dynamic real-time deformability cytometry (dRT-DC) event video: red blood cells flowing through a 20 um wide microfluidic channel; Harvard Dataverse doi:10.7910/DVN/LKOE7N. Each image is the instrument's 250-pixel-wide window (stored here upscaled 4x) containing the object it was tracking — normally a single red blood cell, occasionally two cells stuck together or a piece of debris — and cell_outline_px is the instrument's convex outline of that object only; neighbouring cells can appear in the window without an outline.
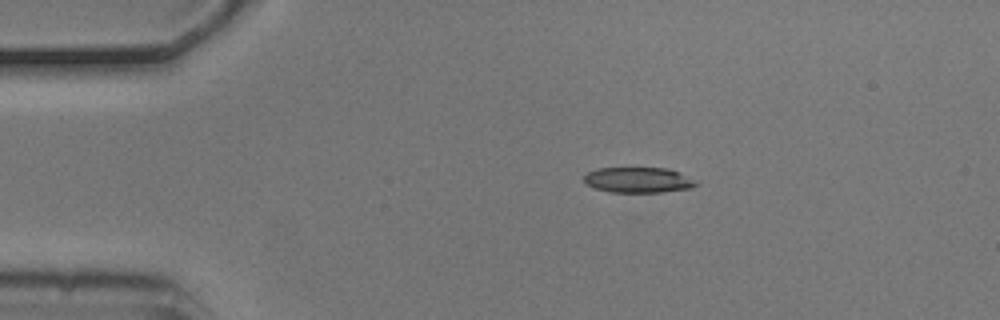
{"species": "common noctule bat (a hibernating species)", "species_latin": "Nyctalus noctula", "temperature_condition": "cold", "stored_images_in_passage": 7, "camera_frame_rate_fps": 3000, "um_per_image_px": 0.085, "animal": {"sex": "male", "body_mass_g": 20.5, "forearm_length_mm": 52.5}, "frame": {"image": 1, "passage_image": 2, "time_ms": 0.333, "image_size_px": [1000, 320], "cell_outline_px": [[700, 184], [692, 188], [660, 192], [612, 192], [596, 188], [584, 184], [584, 176], [588, 172], [596, 168], [668, 168], [680, 172], [696, 180]], "centroid_in_image_um": [54.28, 15.29], "position_along_channel_um": 30.7, "area_um2": 16.76}}
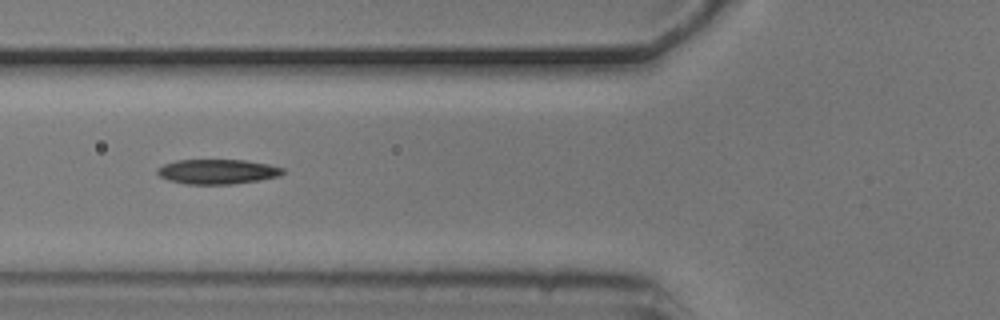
{"frame": {"image": 2, "passage_image": 5, "time_ms": 1.333, "image_size_px": [1000, 320], "cell_outline_px": [[284, 172], [280, 176], [260, 180], [232, 184], [184, 184], [168, 180], [160, 176], [156, 172], [156, 168], [164, 164], [176, 160], [244, 160], [268, 164], [284, 168]], "centroid_in_image_um": [18.47, 14.59], "position_along_channel_um": 107.3, "area_um2": 18.21}}
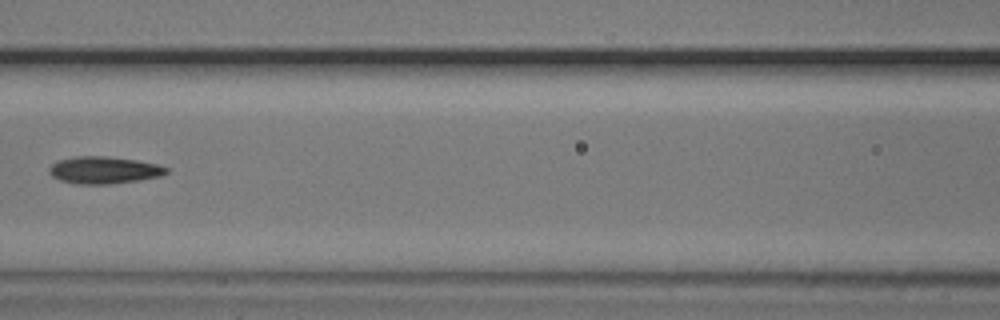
{"frame": {"image": 3, "passage_image": 6, "time_ms": 1.667, "image_size_px": [1000, 320], "cell_outline_px": [[168, 172], [160, 176], [140, 180], [108, 184], [76, 184], [60, 180], [52, 176], [48, 172], [48, 168], [56, 160], [76, 156], [108, 156], [136, 160], [156, 164], [168, 168]], "centroid_in_image_um": [8.8, 14.45], "position_along_channel_um": 157.8, "area_um2": 18.61}}